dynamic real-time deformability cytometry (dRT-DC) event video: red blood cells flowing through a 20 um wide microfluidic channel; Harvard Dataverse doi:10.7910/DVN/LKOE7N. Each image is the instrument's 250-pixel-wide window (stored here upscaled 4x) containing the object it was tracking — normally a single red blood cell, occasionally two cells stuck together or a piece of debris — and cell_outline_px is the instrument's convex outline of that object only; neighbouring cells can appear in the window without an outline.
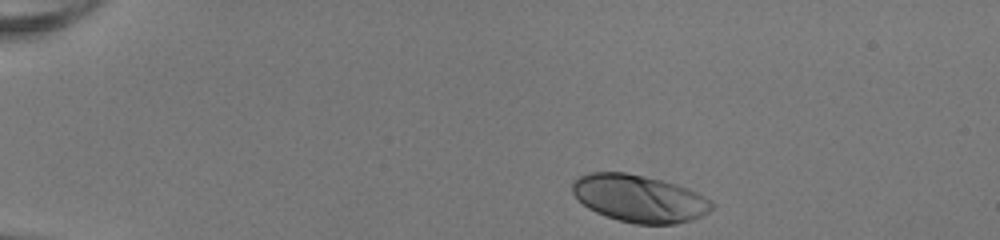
{"species": "human", "species_latin": "Homo sapiens", "temperature_condition": "room temperature", "stored_images_in_passage": 36, "camera_frame_rate_fps": 3000, "um_per_image_px": 0.085, "donor": {"sex": "female"}, "frame": {"image": 1, "passage_image": 1, "time_ms": 0.0, "image_size_px": [1000, 240], "cell_outline_px": [[716, 204], [708, 212], [692, 220], [676, 224], [636, 224], [620, 220], [596, 212], [588, 208], [572, 192], [572, 180], [588, 172], [628, 172], [664, 180], [688, 188], [712, 200]], "centroid_in_image_um": [54.36, 16.85], "position_along_channel_um": 30.6, "area_um2": 38.55}}
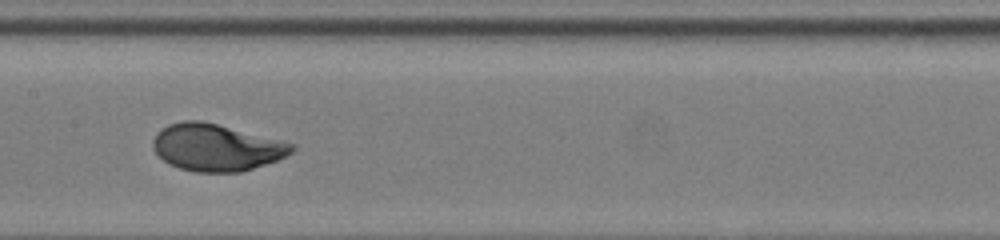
{"frame": {"image": 2, "passage_image": 19, "time_ms": 6.0, "image_size_px": [1000, 240], "cell_outline_px": [[296, 148], [288, 156], [240, 172], [196, 172], [180, 168], [168, 164], [152, 148], [152, 140], [156, 132], [160, 128], [168, 124], [184, 120], [200, 120], [296, 144]], "centroid_in_image_um": [18.36, 12.53], "position_along_channel_um": 189.0, "area_um2": 37.92}}
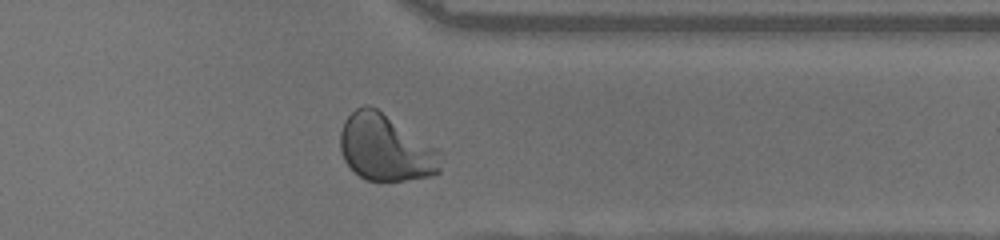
{"frame": {"image": 3, "passage_image": 33, "time_ms": 10.667, "image_size_px": [1000, 240], "cell_outline_px": [[444, 152], [440, 172], [432, 176], [404, 180], [364, 180], [344, 160], [340, 152], [340, 132], [344, 120], [356, 108], [364, 104], [368, 104], [376, 108], [440, 148]], "centroid_in_image_um": [32.83, 12.56], "position_along_channel_um": 378.6, "area_um2": 39.54}, "authors_computed_cell_mechanics": {"area_um2": 37.5989, "velocity_mm_per_s": 4.0845, "shape_relaxation_time_tau1_ms": 2.387, "shape_relaxation_time_tau2_ms": null, "deformation_change_tau1": 0.1607, "deformation_change_tau2": null}}